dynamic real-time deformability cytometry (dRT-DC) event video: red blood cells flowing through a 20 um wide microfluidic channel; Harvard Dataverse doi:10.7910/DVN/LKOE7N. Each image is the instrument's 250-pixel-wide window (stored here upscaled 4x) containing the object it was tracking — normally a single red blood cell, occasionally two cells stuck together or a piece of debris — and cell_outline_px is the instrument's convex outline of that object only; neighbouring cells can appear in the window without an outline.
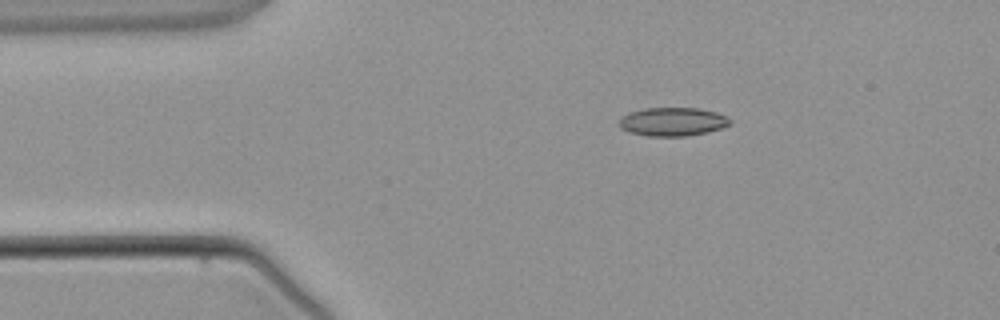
{"species": "common noctule bat (a hibernating species)", "species_latin": "Nyctalus noctula", "temperature_condition": "warm", "stored_images_in_passage": 2, "camera_frame_rate_fps": 3000, "um_per_image_px": 0.085, "animal": {"sex": "male", "body_mass_g": 21.5, "forearm_length_mm": 52.0}, "frame": {"image": 1, "passage_image": 1, "time_ms": 0.0, "image_size_px": [1000, 320], "cell_outline_px": [[732, 124], [708, 132], [688, 136], [648, 136], [628, 132], [620, 128], [616, 124], [620, 116], [628, 112], [644, 108], [700, 108], [716, 112], [728, 116], [732, 120]], "centroid_in_image_um": [57.14, 10.34], "position_along_channel_um": 27.9, "area_um2": 18.9}}